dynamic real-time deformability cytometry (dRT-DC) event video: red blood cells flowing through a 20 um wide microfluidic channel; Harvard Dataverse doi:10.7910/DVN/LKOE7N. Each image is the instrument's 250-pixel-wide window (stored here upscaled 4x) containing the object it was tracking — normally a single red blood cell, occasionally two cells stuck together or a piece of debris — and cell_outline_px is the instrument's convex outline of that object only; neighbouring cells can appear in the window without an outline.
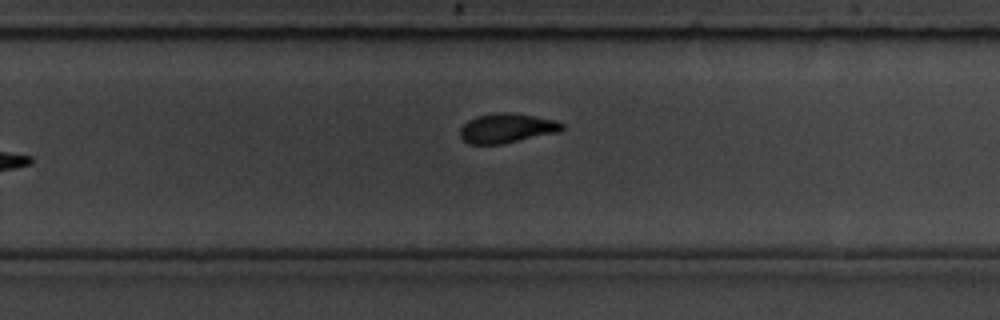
{"species": "common noctule bat (a hibernating species)", "species_latin": "Nyctalus noctula", "temperature_condition": "room temperature", "stored_images_in_passage": 11, "camera_frame_rate_fps": 3000, "um_per_image_px": 0.085, "animal": {"sex": "male", "body_mass_g": 19.5, "forearm_length_mm": 54.6}, "frame": {"image": 1, "passage_image": 11, "time_ms": 3.333, "image_size_px": [1000, 320], "cell_outline_px": [[564, 128], [560, 132], [504, 144], [468, 144], [460, 136], [460, 128], [468, 120], [476, 116], [496, 112], [508, 112], [556, 120], [564, 124]], "centroid_in_image_um": [43.08, 10.9], "position_along_channel_um": 286.7, "area_um2": 17.69}}